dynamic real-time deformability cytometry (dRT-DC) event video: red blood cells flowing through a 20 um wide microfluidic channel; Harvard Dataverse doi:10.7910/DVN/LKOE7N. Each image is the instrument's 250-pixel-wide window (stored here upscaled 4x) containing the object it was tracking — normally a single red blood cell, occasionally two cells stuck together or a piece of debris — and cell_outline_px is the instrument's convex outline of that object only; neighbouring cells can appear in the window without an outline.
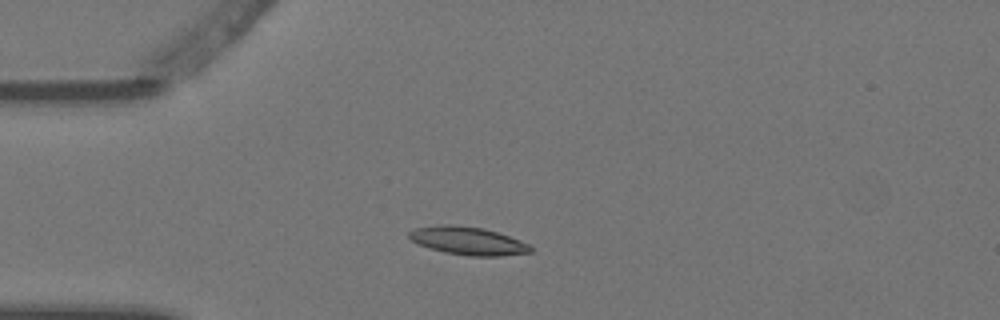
{"species": "Egyptian fruit bat (a non-hibernating species)", "species_latin": "Rousettus aegyptiacus", "temperature_condition": "warm", "stored_images_in_passage": 6, "camera_frame_rate_fps": 3000, "um_per_image_px": 0.085, "animal": {"sex": "female"}, "frame": {"image": 1, "passage_image": 3, "time_ms": 0.667, "image_size_px": [1000, 320], "cell_outline_px": [[532, 252], [500, 256], [468, 256], [444, 252], [428, 248], [416, 244], [408, 236], [408, 232], [416, 228], [440, 224], [452, 224], [484, 228], [520, 240], [528, 244], [532, 248]], "centroid_in_image_um": [39.74, 20.47], "position_along_channel_um": 45.3, "area_um2": 19.94}}
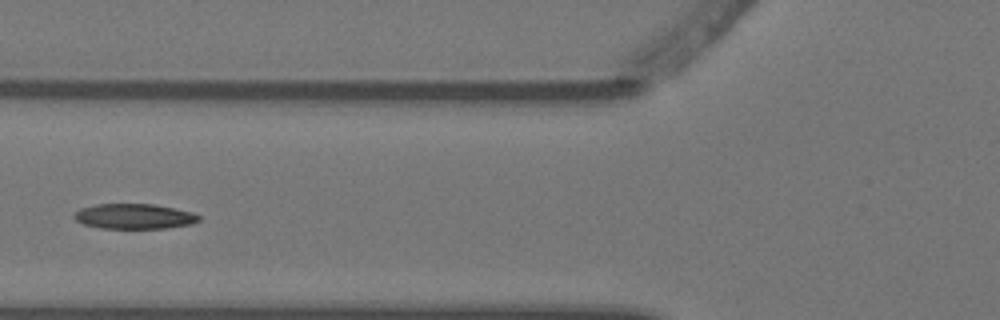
{"frame": {"image": 2, "passage_image": 5, "time_ms": 1.333, "image_size_px": [1000, 320], "cell_outline_px": [[200, 220], [192, 224], [168, 228], [100, 228], [84, 224], [76, 220], [72, 216], [80, 208], [96, 204], [152, 204], [176, 208], [192, 212], [200, 216]], "centroid_in_image_um": [11.42, 18.39], "position_along_channel_um": 114.4, "area_um2": 18.32}}
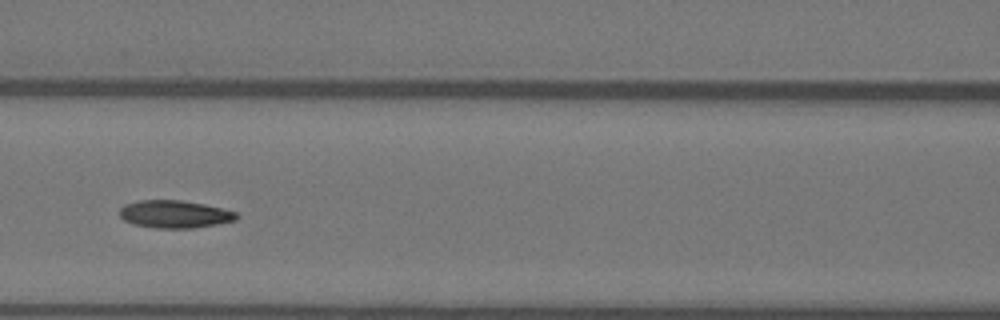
{"frame": {"image": 3, "passage_image": 6, "time_ms": 1.667, "image_size_px": [1000, 320], "cell_outline_px": [[240, 216], [236, 220], [216, 224], [192, 228], [156, 228], [132, 224], [124, 220], [120, 216], [120, 208], [124, 204], [140, 200], [180, 200], [204, 204], [236, 212]], "centroid_in_image_um": [14.83, 18.2], "position_along_channel_um": 151.8, "area_um2": 18.79}}